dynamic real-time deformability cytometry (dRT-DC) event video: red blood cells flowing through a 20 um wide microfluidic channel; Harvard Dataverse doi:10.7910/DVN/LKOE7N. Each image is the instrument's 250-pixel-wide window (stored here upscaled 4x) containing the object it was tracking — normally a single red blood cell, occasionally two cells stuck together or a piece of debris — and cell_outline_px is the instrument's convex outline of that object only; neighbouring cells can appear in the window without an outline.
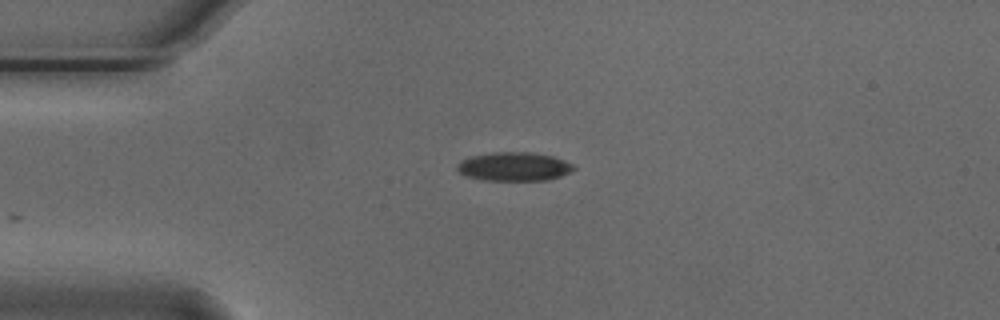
{"species": "Egyptian fruit bat (a non-hibernating species)", "species_latin": "Rousettus aegyptiacus", "temperature_condition": "cold", "stored_images_in_passage": 24, "camera_frame_rate_fps": 3000, "um_per_image_px": 0.085, "animal": {"sex": "male"}, "frame": {"image": 1, "passage_image": 1, "time_ms": 0.0, "image_size_px": [1000, 320], "cell_outline_px": [[576, 168], [560, 176], [548, 180], [484, 180], [468, 176], [460, 172], [456, 168], [456, 164], [460, 160], [472, 156], [492, 152], [532, 152], [552, 156], [564, 160], [572, 164]], "centroid_in_image_um": [43.68, 14.15], "position_along_channel_um": 41.3, "area_um2": 19.42}}
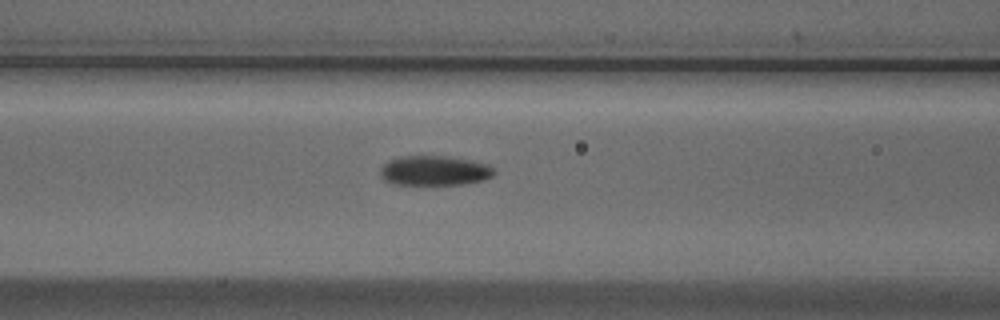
{"frame": {"image": 2, "passage_image": 10, "time_ms": 3.0, "image_size_px": [1000, 320], "cell_outline_px": [[496, 172], [492, 176], [484, 180], [464, 184], [396, 184], [384, 180], [380, 176], [380, 168], [388, 160], [400, 156], [444, 156], [468, 160], [488, 164]], "centroid_in_image_um": [36.91, 14.5], "position_along_channel_um": 129.7, "area_um2": 19.65}}
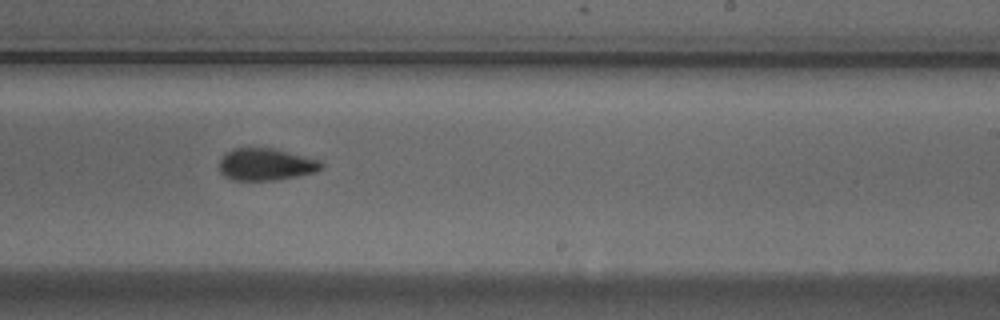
{"frame": {"image": 3, "passage_image": 21, "time_ms": 6.667, "image_size_px": [1000, 320], "cell_outline_px": [[324, 168], [316, 172], [276, 180], [232, 180], [224, 176], [220, 172], [220, 160], [224, 152], [232, 148], [272, 148], [320, 160], [324, 164]], "centroid_in_image_um": [22.59, 13.97], "position_along_channel_um": 266.4, "area_um2": 19.19}}